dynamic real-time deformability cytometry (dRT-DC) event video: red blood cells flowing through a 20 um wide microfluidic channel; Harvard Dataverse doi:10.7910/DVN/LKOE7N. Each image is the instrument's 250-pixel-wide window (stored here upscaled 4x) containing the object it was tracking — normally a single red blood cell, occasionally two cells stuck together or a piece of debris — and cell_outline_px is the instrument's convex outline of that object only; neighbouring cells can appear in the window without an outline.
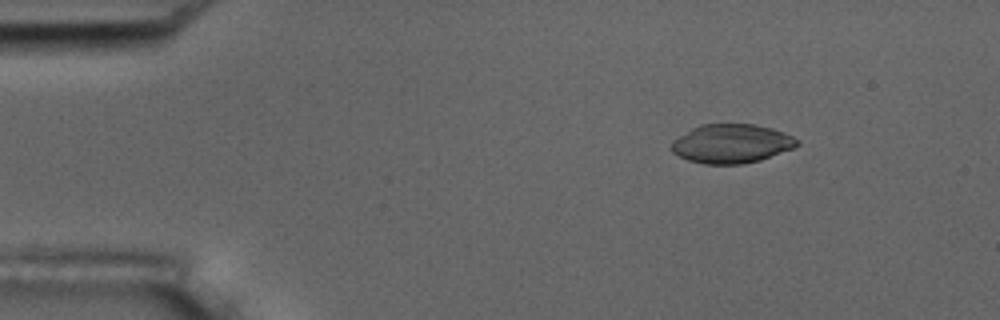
{"species": "common noctule bat (a hibernating species)", "species_latin": "Nyctalus noctula", "temperature_condition": "room temperature", "stored_images_in_passage": 10, "camera_frame_rate_fps": 3000, "um_per_image_px": 0.085, "animal": {"sex": "male", "body_mass_g": 17.5, "forearm_length_mm": 52.3}, "frame": {"image": 1, "passage_image": 1, "time_ms": 0.0, "image_size_px": [1000, 320], "cell_outline_px": [[800, 144], [792, 148], [760, 160], [744, 164], [704, 164], [688, 160], [672, 152], [672, 140], [692, 128], [700, 124], [756, 124], [772, 128], [784, 132], [800, 140]], "centroid_in_image_um": [62.18, 12.2], "position_along_channel_um": 22.8, "area_um2": 28.55}}
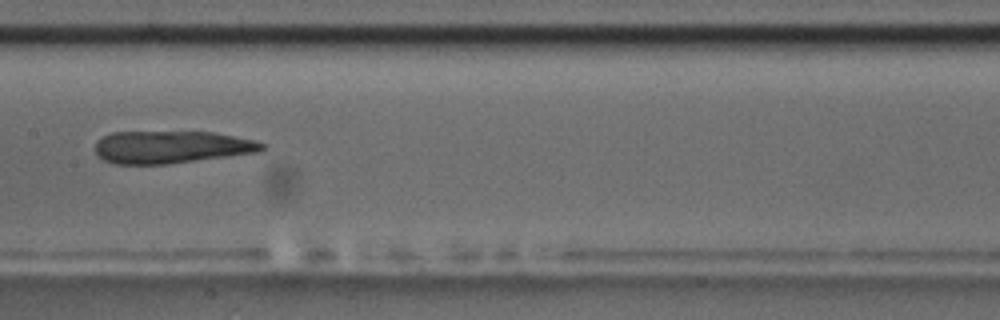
{"frame": {"image": 2, "passage_image": 7, "time_ms": 6.667, "image_size_px": [1000, 320], "cell_outline_px": [[268, 144], [260, 152], [168, 164], [116, 164], [104, 160], [96, 156], [96, 140], [112, 132], [212, 132], [252, 140]], "centroid_in_image_um": [14.55, 12.5], "position_along_channel_um": 192.9, "area_um2": 31.56}}